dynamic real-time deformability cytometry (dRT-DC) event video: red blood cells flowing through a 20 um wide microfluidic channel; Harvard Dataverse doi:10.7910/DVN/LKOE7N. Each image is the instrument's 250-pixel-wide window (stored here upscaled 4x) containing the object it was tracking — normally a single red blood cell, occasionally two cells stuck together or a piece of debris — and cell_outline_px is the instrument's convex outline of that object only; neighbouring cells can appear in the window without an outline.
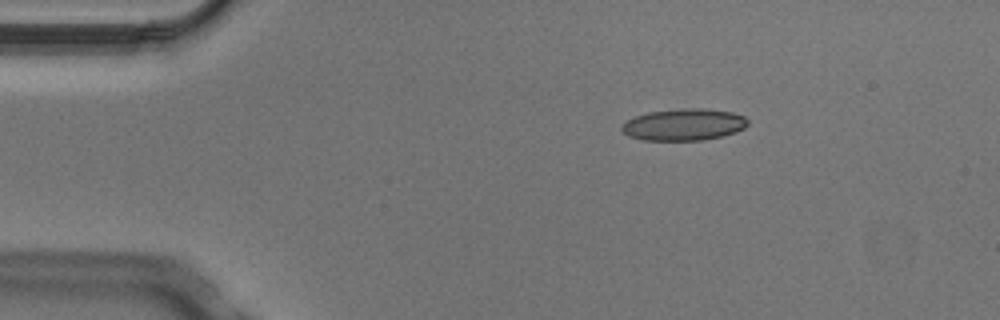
{"species": "Egyptian fruit bat (a non-hibernating species)", "species_latin": "Rousettus aegyptiacus", "temperature_condition": "cold", "stored_images_in_passage": 3, "camera_frame_rate_fps": 3000, "um_per_image_px": 0.085, "animal": {"sex": "male"}, "frame": {"image": 1, "passage_image": 1, "time_ms": 0.0, "image_size_px": [1000, 320], "cell_outline_px": [[748, 124], [744, 128], [736, 132], [704, 140], [644, 140], [628, 136], [620, 128], [620, 124], [636, 116], [648, 112], [680, 108], [704, 108], [732, 112], [744, 116], [748, 120]], "centroid_in_image_um": [58.12, 10.58], "position_along_channel_um": 26.9, "area_um2": 23.41}}
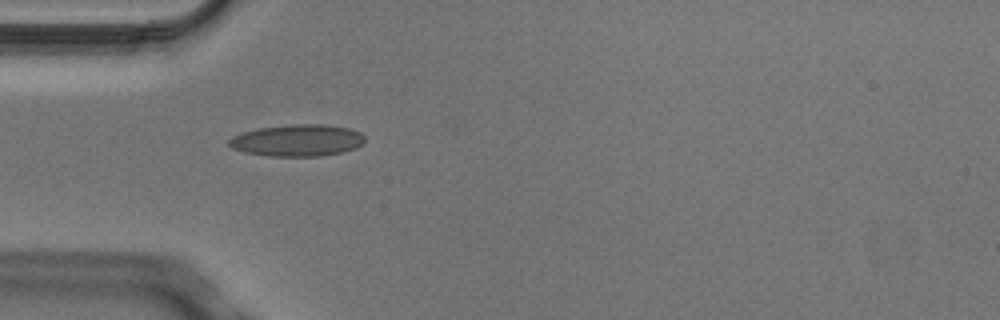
{"frame": {"image": 2, "passage_image": 3, "time_ms": 0.667, "image_size_px": [1000, 320], "cell_outline_px": [[364, 144], [356, 148], [344, 152], [320, 156], [268, 156], [244, 152], [232, 148], [228, 144], [228, 140], [232, 136], [244, 132], [260, 128], [292, 124], [324, 124], [348, 128], [360, 132], [364, 136]], "centroid_in_image_um": [25.3, 11.94], "position_along_channel_um": 59.7, "area_um2": 25.26}}